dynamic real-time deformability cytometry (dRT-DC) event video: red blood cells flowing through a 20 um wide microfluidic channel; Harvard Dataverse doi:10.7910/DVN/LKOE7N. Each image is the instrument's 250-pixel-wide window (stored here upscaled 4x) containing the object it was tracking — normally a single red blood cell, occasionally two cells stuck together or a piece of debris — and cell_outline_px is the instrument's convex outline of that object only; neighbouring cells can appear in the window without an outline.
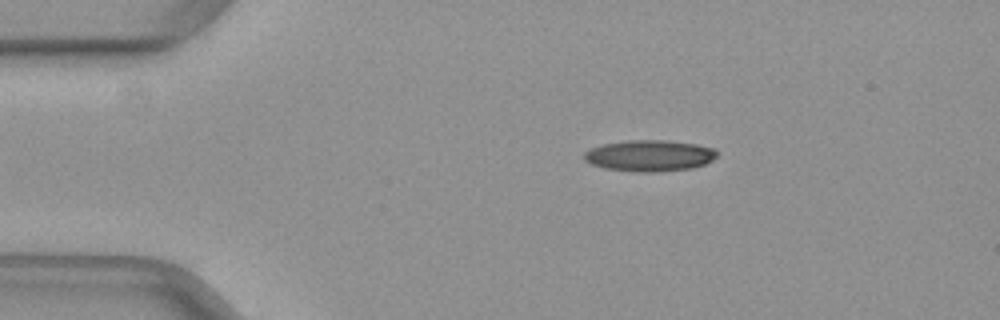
{"species": "common noctule bat (a hibernating species)", "species_latin": "Nyctalus noctula", "temperature_condition": "warm", "stored_images_in_passage": 45, "camera_frame_rate_fps": 3000, "um_per_image_px": 0.085, "animal": {"sex": "female", "body_mass_g": 29.2, "forearm_length_mm": 56.3}, "frame": {"image": 1, "passage_image": 4, "time_ms": 1.0, "image_size_px": [1000, 320], "cell_outline_px": [[716, 156], [712, 160], [704, 164], [692, 168], [656, 172], [640, 172], [604, 168], [592, 164], [584, 160], [584, 152], [592, 148], [604, 144], [628, 140], [664, 140], [696, 144], [716, 148]], "centroid_in_image_um": [55.22, 13.23], "position_along_channel_um": 29.8, "area_um2": 24.1}}
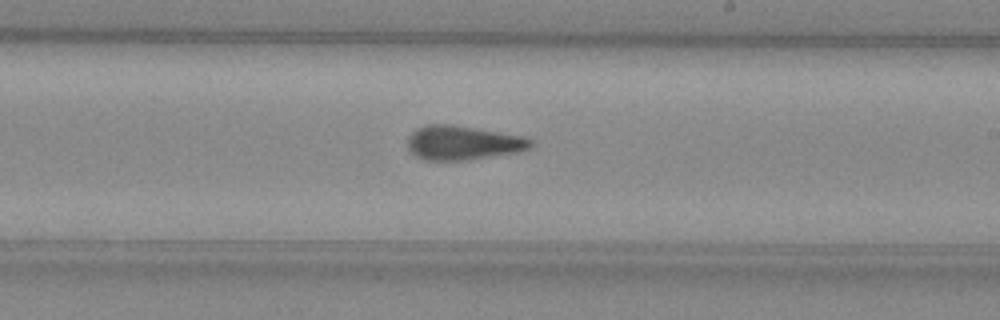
{"frame": {"image": 2, "passage_image": 24, "time_ms": 7.667, "image_size_px": [1000, 320], "cell_outline_px": [[532, 144], [528, 148], [516, 152], [464, 160], [424, 160], [416, 156], [408, 148], [408, 136], [416, 128], [428, 124], [448, 124], [520, 136], [532, 140]], "centroid_in_image_um": [39.26, 12.14], "position_along_channel_um": 249.7, "area_um2": 23.93}}
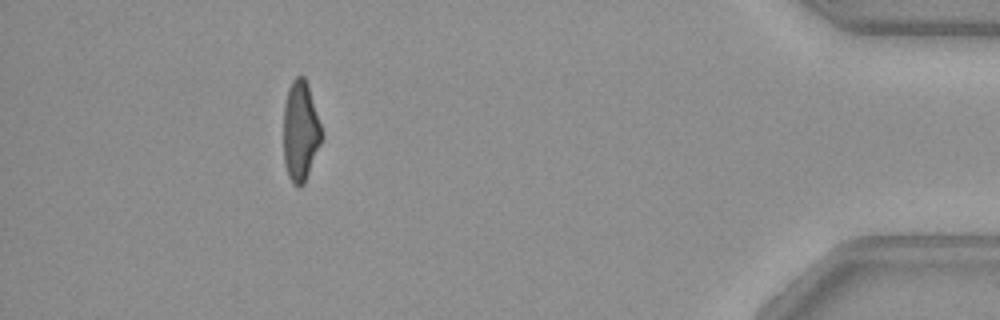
{"frame": {"image": 3, "passage_image": 40, "time_ms": 13.0, "image_size_px": [1000, 320], "cell_outline_px": [[324, 136], [304, 184], [300, 188], [296, 188], [292, 184], [288, 176], [284, 164], [284, 104], [288, 88], [292, 80], [296, 76], [304, 76], [308, 84]], "centroid_in_image_um": [25.54, 11.18], "position_along_channel_um": 409.7, "area_um2": 22.54}}